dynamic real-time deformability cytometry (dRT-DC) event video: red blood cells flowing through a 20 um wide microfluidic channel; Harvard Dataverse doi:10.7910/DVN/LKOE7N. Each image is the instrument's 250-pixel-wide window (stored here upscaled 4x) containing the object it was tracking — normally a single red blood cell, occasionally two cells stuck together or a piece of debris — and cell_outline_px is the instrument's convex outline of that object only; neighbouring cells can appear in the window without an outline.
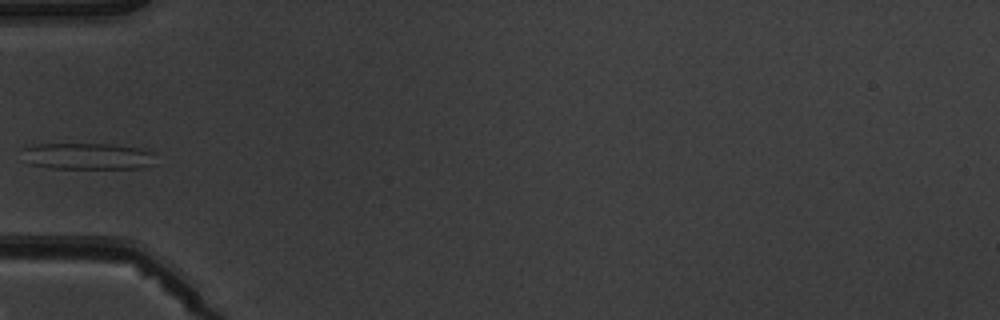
{"species": "common noctule bat (a hibernating species)", "species_latin": "Nyctalus noctula", "temperature_condition": "warm", "stored_images_in_passage": 2, "camera_frame_rate_fps": 3000, "um_per_image_px": 0.085, "animal": {"sex": "male", "body_mass_g": 19.5, "forearm_length_mm": 54.6}, "frame": {"image": 1, "passage_image": 1, "time_ms": 0.0, "image_size_px": [1000, 320], "cell_outline_px": [[156, 164], [140, 168], [48, 168], [28, 164], [20, 160], [20, 148], [36, 144], [112, 144], [140, 148], [152, 152]], "centroid_in_image_um": [7.33, 13.28], "position_along_channel_um": 77.7, "area_um2": 21.15}}
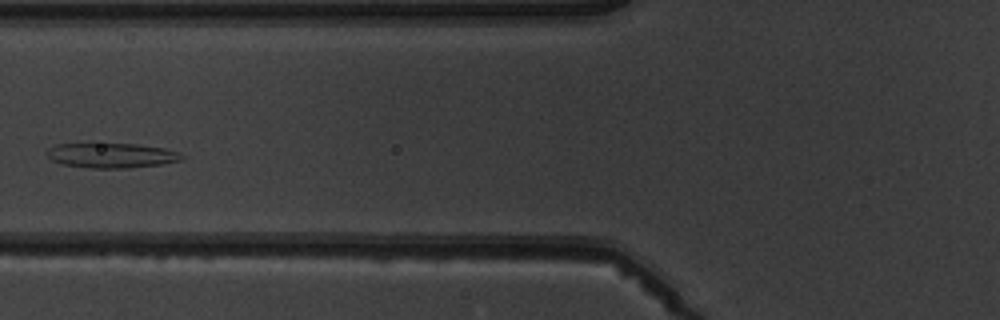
{"frame": {"image": 2, "passage_image": 2, "time_ms": 1.0, "image_size_px": [1000, 320], "cell_outline_px": [[184, 156], [180, 160], [160, 164], [128, 168], [92, 168], [64, 164], [52, 160], [48, 156], [48, 148], [56, 144], [92, 140], [136, 144], [164, 148], [176, 152]], "centroid_in_image_um": [9.38, 13.15], "position_along_channel_um": 116.4, "area_um2": 20.29}}